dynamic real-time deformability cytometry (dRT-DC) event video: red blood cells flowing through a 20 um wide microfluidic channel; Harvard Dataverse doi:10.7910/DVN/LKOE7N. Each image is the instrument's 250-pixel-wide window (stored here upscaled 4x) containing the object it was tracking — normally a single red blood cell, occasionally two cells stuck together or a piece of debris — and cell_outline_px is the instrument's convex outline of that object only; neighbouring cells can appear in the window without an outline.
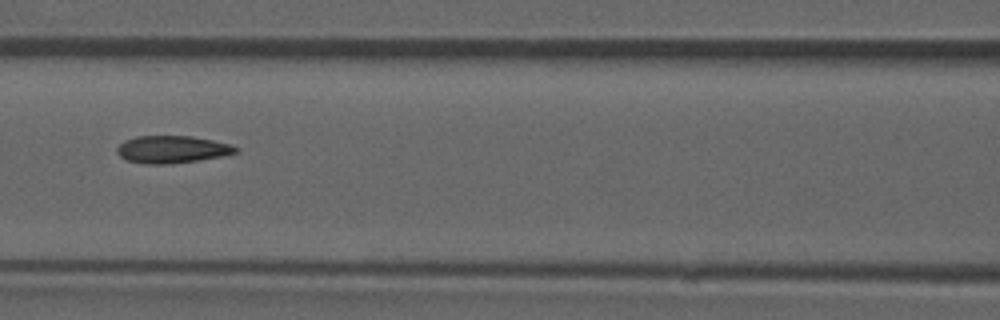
{"species": "common noctule bat (a hibernating species)", "species_latin": "Nyctalus noctula", "temperature_condition": "room temperature", "stored_images_in_passage": 52, "camera_frame_rate_fps": 3000, "um_per_image_px": 0.085, "animal": {"sex": "male", "forearm_length_mm": 52.5}, "frame": {"image": 1, "passage_image": 23, "time_ms": 7.333, "image_size_px": [1000, 320], "cell_outline_px": [[240, 148], [236, 152], [220, 156], [196, 160], [164, 164], [148, 164], [128, 160], [120, 156], [116, 152], [116, 148], [124, 140], [136, 136], [192, 136], [232, 144]], "centroid_in_image_um": [14.61, 12.68], "position_along_channel_um": 152.0, "area_um2": 18.73}}
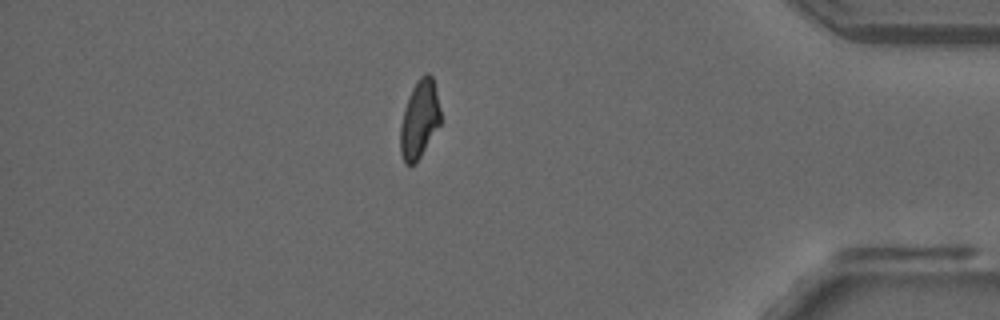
{"frame": {"image": 2, "passage_image": 45, "time_ms": 14.667, "image_size_px": [1000, 320], "cell_outline_px": [[440, 124], [416, 164], [404, 164], [400, 152], [400, 128], [404, 108], [412, 88], [416, 80], [424, 72], [428, 72], [432, 76], [440, 108]], "centroid_in_image_um": [35.64, 10.14], "position_along_channel_um": 399.6, "area_um2": 18.32}, "authors_computed_cell_mechanics": {"area_um2": 19.0451, "velocity_mm_per_s": 3.9047, "shape_relaxation_time_tau1_ms": null, "shape_relaxation_time_tau2_ms": 2.5994, "deformation_change_tau1": null, "deformation_change_tau2": 0.1013}}